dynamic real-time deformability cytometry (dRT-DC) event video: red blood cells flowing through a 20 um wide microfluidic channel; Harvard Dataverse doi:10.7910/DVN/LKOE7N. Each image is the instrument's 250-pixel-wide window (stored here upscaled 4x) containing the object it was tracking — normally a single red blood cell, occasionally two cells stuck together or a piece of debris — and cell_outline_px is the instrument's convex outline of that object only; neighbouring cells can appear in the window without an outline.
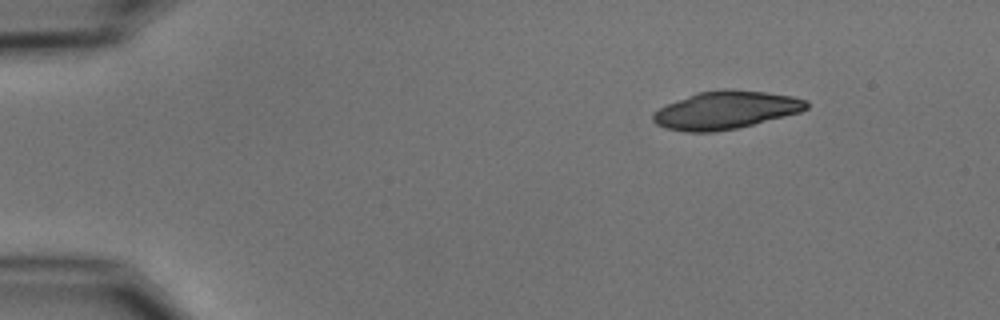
{"species": "common noctule bat (a hibernating species)", "species_latin": "Nyctalus noctula", "temperature_condition": "cold", "stored_images_in_passage": 48, "camera_frame_rate_fps": 3000, "um_per_image_px": 0.085, "animal": {"sex": "male", "body_mass_g": 15.6}, "frame": {"image": 1, "passage_image": 1, "time_ms": 0.0, "image_size_px": [1000, 320], "cell_outline_px": [[808, 108], [800, 112], [736, 128], [712, 132], [688, 132], [664, 128], [656, 124], [652, 120], [652, 112], [668, 104], [696, 92], [724, 88], [764, 92], [792, 96], [808, 100]], "centroid_in_image_um": [61.66, 9.35], "position_along_channel_um": 23.3, "area_um2": 33.76}}